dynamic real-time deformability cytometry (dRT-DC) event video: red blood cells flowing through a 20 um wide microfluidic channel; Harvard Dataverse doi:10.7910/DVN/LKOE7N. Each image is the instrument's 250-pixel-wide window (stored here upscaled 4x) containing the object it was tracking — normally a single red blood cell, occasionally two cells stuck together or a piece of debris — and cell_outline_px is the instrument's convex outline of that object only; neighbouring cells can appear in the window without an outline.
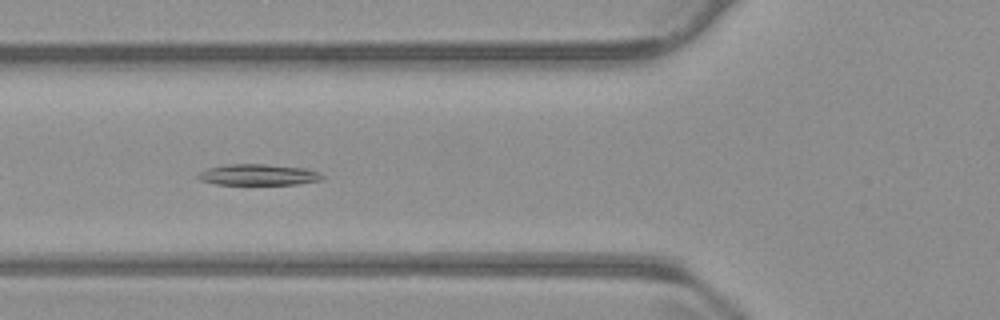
{"species": "common noctule bat (a hibernating species)", "species_latin": "Nyctalus noctula", "temperature_condition": "warm", "stored_images_in_passage": 41, "segment_of_instrument_passage": [1, 2], "camera_frame_rate_fps": 3000, "um_per_image_px": 0.085, "animal": {"sex": "male", "body_mass_g": 23.1, "forearm_length_mm": 52.7}, "frame": {"image": 1, "passage_image": 6, "time_ms": 1.667, "image_size_px": [1000, 320], "cell_outline_px": [[324, 176], [320, 180], [296, 184], [216, 184], [200, 180], [196, 176], [200, 172], [208, 168], [224, 164], [264, 164], [304, 168], [320, 172]], "centroid_in_image_um": [21.93, 14.84], "position_along_channel_um": 103.9, "area_um2": 15.14}}
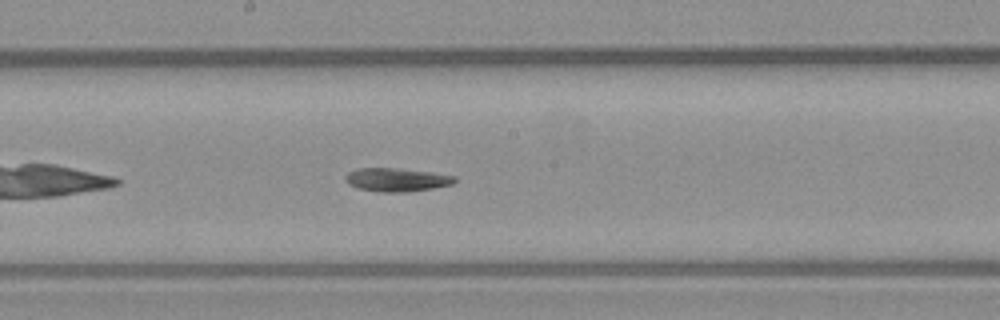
{"frame": {"image": 2, "passage_image": 15, "time_ms": 4.667, "image_size_px": [1000, 320], "cell_outline_px": [[456, 180], [452, 184], [432, 188], [408, 192], [380, 192], [360, 188], [348, 184], [344, 180], [344, 176], [348, 172], [356, 168], [400, 168], [432, 172], [456, 176]], "centroid_in_image_um": [33.7, 15.27], "position_along_channel_um": 214.5, "area_um2": 15.03}}
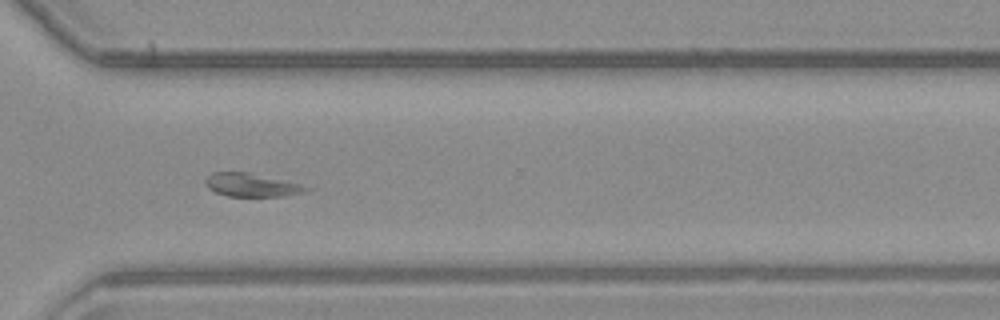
{"frame": {"image": 3, "passage_image": 26, "time_ms": 8.333, "image_size_px": [1000, 320], "cell_outline_px": [[316, 188], [304, 192], [284, 196], [228, 196], [216, 192], [208, 188], [204, 180], [212, 172], [248, 172], [284, 180]], "centroid_in_image_um": [21.41, 15.72], "position_along_channel_um": 349.2, "area_um2": 13.7}}